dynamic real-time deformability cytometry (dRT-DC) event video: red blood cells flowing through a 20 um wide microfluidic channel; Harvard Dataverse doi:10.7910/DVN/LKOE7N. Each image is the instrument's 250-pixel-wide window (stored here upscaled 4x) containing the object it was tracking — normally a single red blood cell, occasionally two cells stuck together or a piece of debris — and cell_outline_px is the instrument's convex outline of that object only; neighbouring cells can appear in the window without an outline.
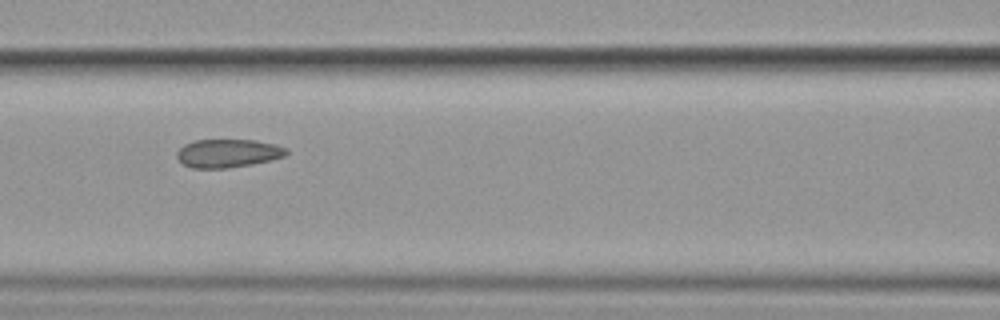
{"species": "common noctule bat (a hibernating species)", "species_latin": "Nyctalus noctula", "temperature_condition": "cold", "stored_images_in_passage": 15, "camera_frame_rate_fps": 3000, "um_per_image_px": 0.085, "animal": {"sex": "female", "body_mass_g": 19.9}, "frame": {"image": 1, "passage_image": 7, "time_ms": 7.667, "image_size_px": [1000, 320], "cell_outline_px": [[288, 152], [284, 156], [252, 164], [224, 168], [192, 168], [184, 164], [176, 156], [176, 152], [184, 144], [192, 140], [256, 140], [276, 144], [288, 148]], "centroid_in_image_um": [19.36, 13.01], "position_along_channel_um": 147.2, "area_um2": 18.03}}
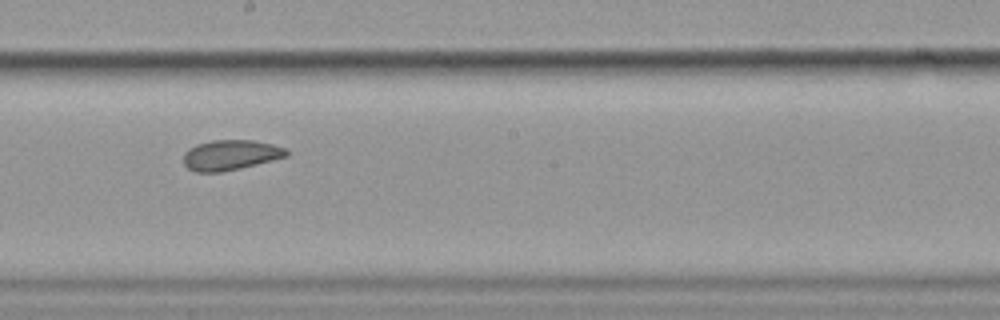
{"frame": {"image": 2, "passage_image": 9, "time_ms": 10.0, "image_size_px": [1000, 320], "cell_outline_px": [[288, 156], [240, 168], [220, 172], [196, 172], [188, 168], [184, 164], [184, 152], [188, 148], [196, 144], [212, 140], [252, 140], [272, 144], [288, 148]], "centroid_in_image_um": [19.59, 13.17], "position_along_channel_um": 228.6, "area_um2": 18.15}}
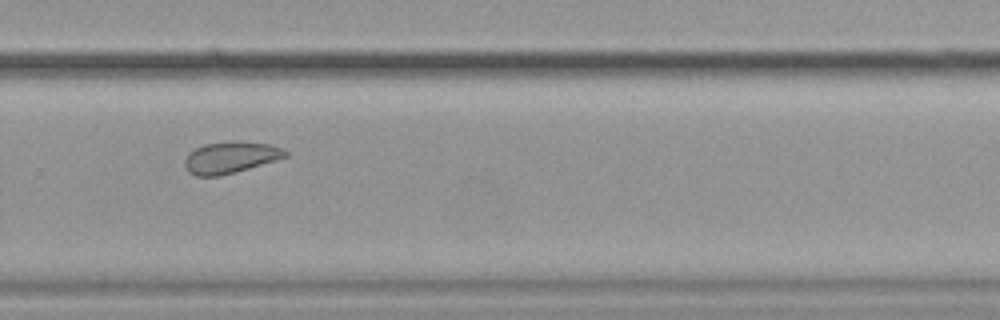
{"frame": {"image": 3, "passage_image": 11, "time_ms": 12.333, "image_size_px": [1000, 320], "cell_outline_px": [[288, 156], [236, 172], [220, 176], [196, 176], [188, 172], [184, 168], [184, 160], [188, 152], [204, 144], [268, 144], [284, 148], [288, 152]], "centroid_in_image_um": [19.54, 13.44], "position_along_channel_um": 310.3, "area_um2": 17.8}, "authors_computed_cell_mechanics": {"area_um2": 20.6346, "velocity_mm_per_s": 3.5007, "shape_relaxation_time_tau1_ms": 4.0815, "shape_relaxation_time_tau2_ms": null, "deformation_change_tau1": 0.055, "deformation_change_tau2": null}}